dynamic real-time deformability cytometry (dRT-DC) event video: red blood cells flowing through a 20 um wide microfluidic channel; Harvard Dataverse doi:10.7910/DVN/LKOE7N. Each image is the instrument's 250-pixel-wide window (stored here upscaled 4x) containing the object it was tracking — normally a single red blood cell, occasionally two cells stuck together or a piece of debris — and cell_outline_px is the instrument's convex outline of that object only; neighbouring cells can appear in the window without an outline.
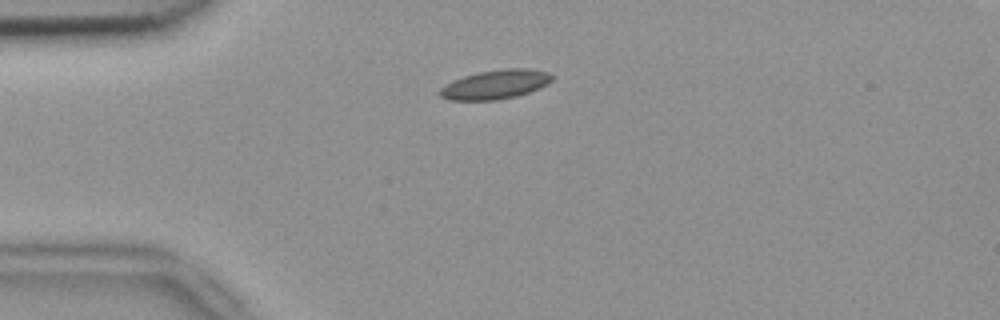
{"species": "common noctule bat (a hibernating species)", "species_latin": "Nyctalus noctula", "temperature_condition": "room temperature", "stored_images_in_passage": 41, "camera_frame_rate_fps": 3000, "um_per_image_px": 0.085, "animal": {"sex": "female", "body_mass_g": 18.4}, "frame": {"image": 1, "passage_image": 1, "time_ms": 0.0, "image_size_px": [1000, 320], "cell_outline_px": [[552, 80], [548, 84], [540, 88], [516, 96], [496, 100], [448, 100], [440, 96], [436, 92], [444, 84], [452, 80], [464, 76], [480, 72], [504, 68], [528, 68], [548, 72], [552, 76]], "centroid_in_image_um": [42.07, 7.18], "position_along_channel_um": 42.9, "area_um2": 19.19}}
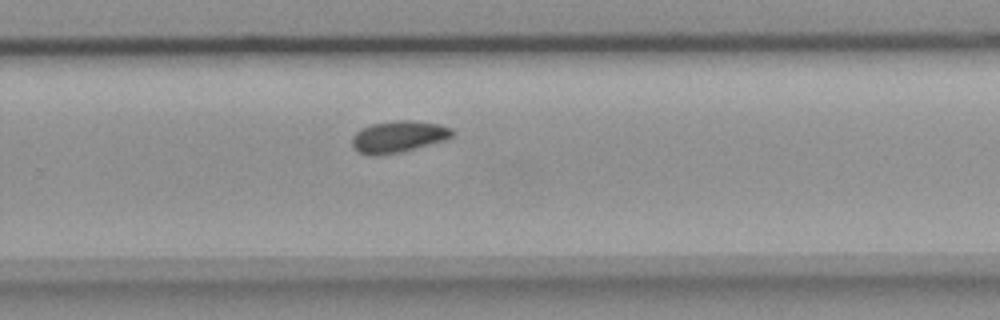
{"frame": {"image": 2, "passage_image": 23, "time_ms": 7.333, "image_size_px": [1000, 320], "cell_outline_px": [[452, 136], [444, 140], [400, 152], [380, 156], [376, 156], [360, 152], [352, 144], [352, 136], [360, 128], [372, 124], [400, 120], [408, 120], [440, 124], [452, 128]], "centroid_in_image_um": [33.85, 11.61], "position_along_channel_um": 296.0, "area_um2": 18.21}}
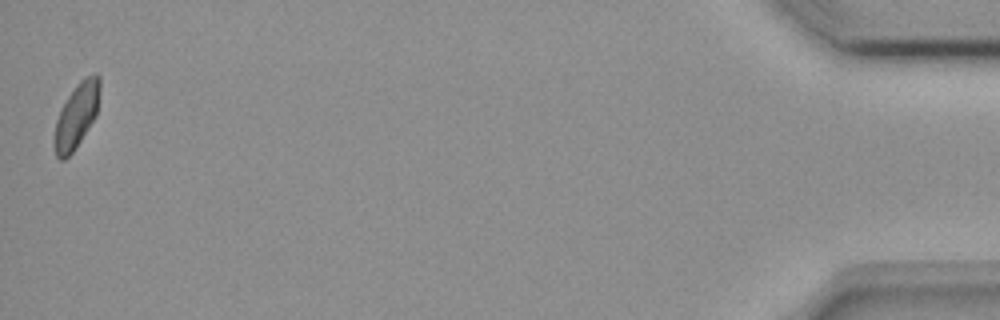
{"frame": {"image": 3, "passage_image": 41, "time_ms": 13.333, "image_size_px": [1000, 320], "cell_outline_px": [[100, 88], [96, 116], [72, 152], [64, 160], [60, 160], [56, 156], [52, 144], [52, 140], [56, 120], [68, 96], [76, 84], [84, 76], [96, 72], [100, 76]], "centroid_in_image_um": [6.49, 9.81], "position_along_channel_um": 428.7, "area_um2": 17.22}, "authors_computed_cell_mechanics": {"area_um2": 17.6868, "velocity_mm_per_s": 3.7564, "shape_relaxation_time_tau1_ms": null, "shape_relaxation_time_tau2_ms": 7.4206, "deformation_change_tau1": null, "deformation_change_tau2": 0.111}}